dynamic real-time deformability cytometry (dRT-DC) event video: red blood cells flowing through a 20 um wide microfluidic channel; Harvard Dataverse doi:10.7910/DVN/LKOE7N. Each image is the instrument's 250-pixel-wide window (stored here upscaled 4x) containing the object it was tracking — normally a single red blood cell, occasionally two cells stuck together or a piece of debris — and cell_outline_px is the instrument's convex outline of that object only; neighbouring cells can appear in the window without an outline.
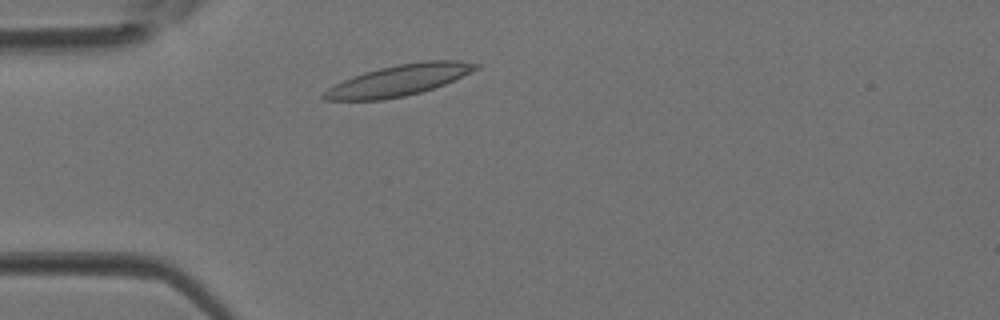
{"species": "Egyptian fruit bat (a non-hibernating species)", "species_latin": "Rousettus aegyptiacus", "temperature_condition": "room temperature", "stored_images_in_passage": 2, "camera_frame_rate_fps": 3000, "um_per_image_px": 0.085, "animal": {"sex": "female"}, "frame": {"image": 1, "passage_image": 1, "time_ms": 0.0, "image_size_px": [1000, 320], "cell_outline_px": [[480, 68], [444, 84], [420, 92], [404, 96], [384, 100], [324, 100], [320, 96], [328, 88], [352, 76], [364, 72], [396, 64], [424, 60], [460, 60], [480, 64]], "centroid_in_image_um": [33.91, 6.81], "position_along_channel_um": 51.1, "area_um2": 27.46}}